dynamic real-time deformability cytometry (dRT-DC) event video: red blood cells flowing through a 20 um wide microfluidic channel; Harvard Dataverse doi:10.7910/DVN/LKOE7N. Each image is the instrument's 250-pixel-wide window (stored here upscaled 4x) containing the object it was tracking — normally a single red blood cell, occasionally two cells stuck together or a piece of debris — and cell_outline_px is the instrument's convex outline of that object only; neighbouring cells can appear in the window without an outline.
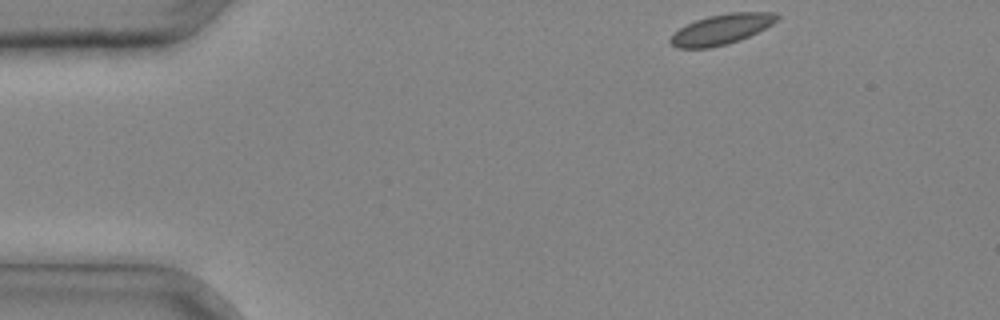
{"species": "common noctule bat (a hibernating species)", "species_latin": "Nyctalus noctula", "temperature_condition": "cold", "stored_images_in_passage": 30, "camera_frame_rate_fps": 3000, "um_per_image_px": 0.085, "animal": {"sex": "male", "body_mass_g": 20.4}, "frame": {"image": 1, "passage_image": 1, "time_ms": 0.0, "image_size_px": [1000, 320], "cell_outline_px": [[780, 16], [772, 24], [740, 40], [728, 44], [708, 48], [676, 48], [668, 40], [680, 28], [696, 20], [708, 16], [728, 12], [776, 12]], "centroid_in_image_um": [61.33, 2.48], "position_along_channel_um": 23.7, "area_um2": 18.61}}
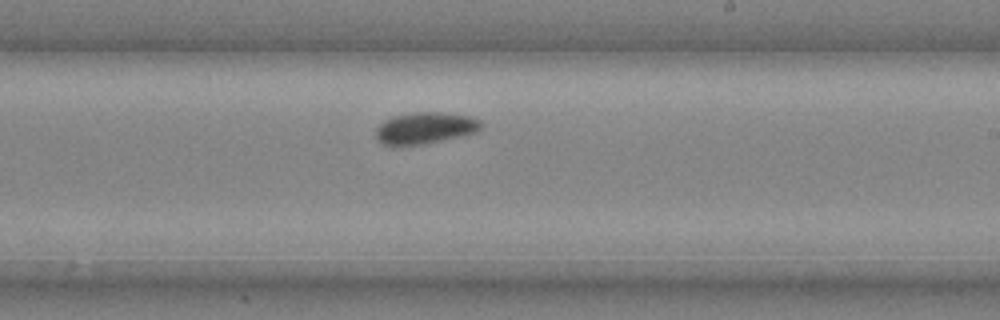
{"frame": {"image": 2, "passage_image": 19, "time_ms": 6.0, "image_size_px": [1000, 320], "cell_outline_px": [[480, 128], [476, 132], [464, 136], [420, 144], [396, 148], [392, 148], [376, 140], [376, 128], [384, 120], [392, 116], [416, 112], [440, 112], [468, 116], [480, 120]], "centroid_in_image_um": [36.06, 10.91], "position_along_channel_um": 252.9, "area_um2": 19.65}}
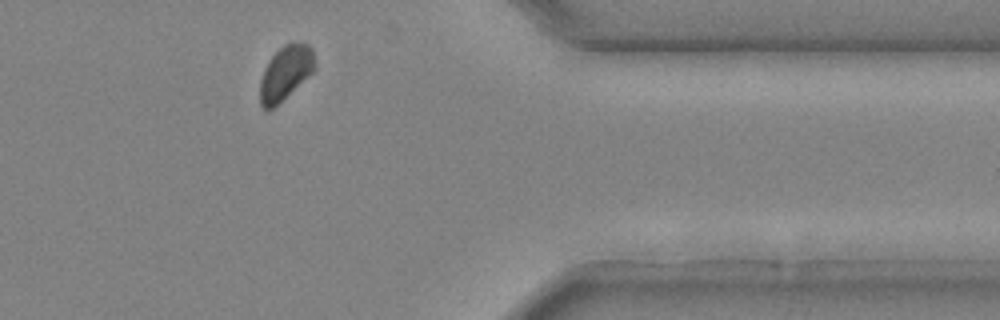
{"frame": {"image": 3, "passage_image": 28, "time_ms": 9.0, "image_size_px": [1000, 320], "cell_outline_px": [[316, 68], [312, 72], [272, 108], [264, 108], [260, 104], [260, 80], [264, 68], [268, 60], [284, 44], [292, 40], [308, 44], [312, 48], [316, 64]], "centroid_in_image_um": [24.27, 6.12], "position_along_channel_um": 387.1, "area_um2": 17.11}}